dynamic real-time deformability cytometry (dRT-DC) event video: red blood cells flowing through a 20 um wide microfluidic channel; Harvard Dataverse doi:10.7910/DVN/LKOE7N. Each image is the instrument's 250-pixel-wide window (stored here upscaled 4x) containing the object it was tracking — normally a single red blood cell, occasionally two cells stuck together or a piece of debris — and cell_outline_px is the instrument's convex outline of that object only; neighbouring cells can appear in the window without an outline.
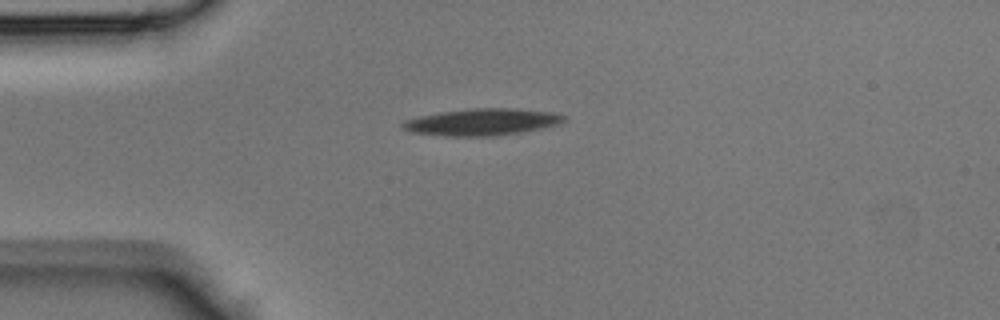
{"species": "Egyptian fruit bat (a non-hibernating species)", "species_latin": "Rousettus aegyptiacus", "temperature_condition": "room temperature", "stored_images_in_passage": 34, "camera_frame_rate_fps": 3000, "um_per_image_px": 0.085, "animal": {"sex": "male"}, "frame": {"image": 1, "passage_image": 1, "time_ms": 0.0, "image_size_px": [1000, 320], "cell_outline_px": [[568, 120], [560, 124], [520, 132], [496, 136], [444, 136], [412, 132], [404, 128], [400, 124], [404, 120], [420, 116], [444, 112], [472, 108], [512, 108], [552, 112], [568, 116]], "centroid_in_image_um": [41.03, 10.37], "position_along_channel_um": 44.0, "area_um2": 25.14}}
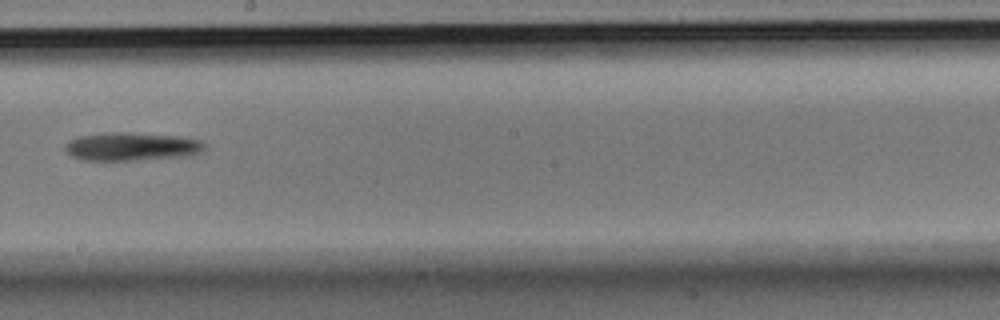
{"frame": {"image": 2, "passage_image": 15, "time_ms": 4.667, "image_size_px": [1000, 320], "cell_outline_px": [[208, 144], [200, 152], [192, 156], [132, 160], [84, 160], [72, 156], [64, 148], [64, 144], [68, 140], [80, 136], [108, 132], [128, 132], [180, 136], [200, 140]], "centroid_in_image_um": [11.22, 12.45], "position_along_channel_um": 237.0, "area_um2": 23.18}}
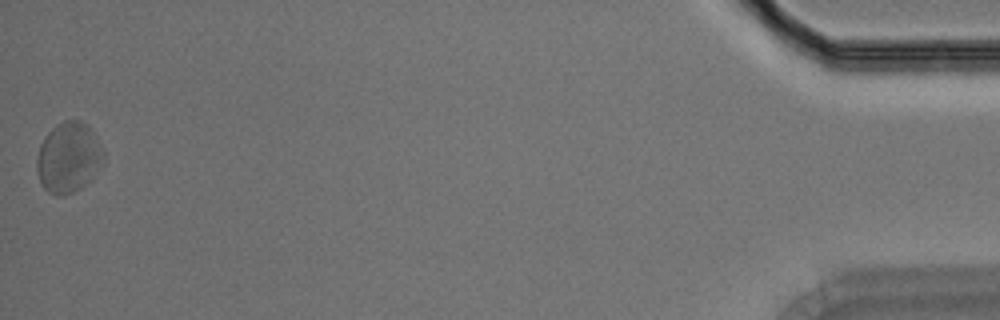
{"frame": {"image": 3, "passage_image": 34, "time_ms": 11.0, "image_size_px": [1000, 320], "cell_outline_px": [[104, 160], [92, 180], [80, 188], [64, 196], [56, 196], [48, 192], [44, 188], [40, 180], [36, 168], [36, 160], [40, 144], [44, 136], [56, 124], [64, 120], [80, 120], [88, 124], [96, 136], [104, 152]], "centroid_in_image_um": [5.83, 13.38], "position_along_channel_um": 429.4, "area_um2": 27.74}}